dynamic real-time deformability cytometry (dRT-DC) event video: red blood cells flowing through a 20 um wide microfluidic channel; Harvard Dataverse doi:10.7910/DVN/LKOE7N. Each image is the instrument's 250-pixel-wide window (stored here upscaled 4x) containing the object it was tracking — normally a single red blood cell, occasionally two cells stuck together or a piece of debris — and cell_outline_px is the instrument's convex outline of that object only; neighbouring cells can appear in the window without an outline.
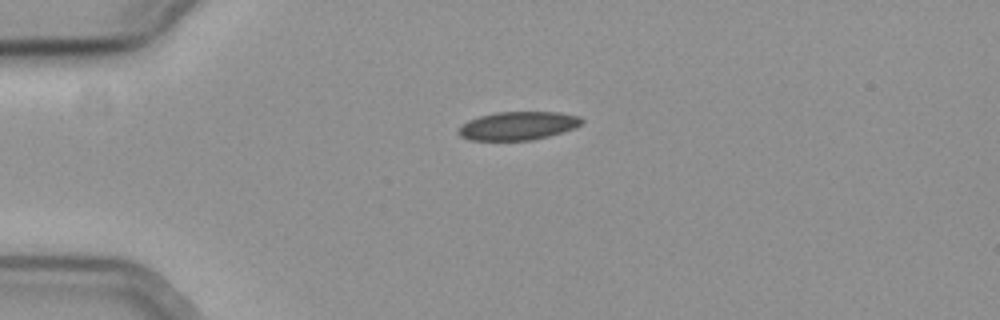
{"species": "common noctule bat (a hibernating species)", "species_latin": "Nyctalus noctula", "temperature_condition": "cold", "stored_images_in_passage": 43, "camera_frame_rate_fps": 3000, "um_per_image_px": 0.085, "animal": {"sex": "female", "body_mass_g": 19.3, "forearm_length_mm": 54.1}, "frame": {"image": 1, "passage_image": 1, "time_ms": 0.0, "image_size_px": [1000, 320], "cell_outline_px": [[584, 120], [580, 124], [572, 128], [548, 136], [532, 140], [472, 140], [460, 136], [460, 128], [468, 120], [480, 116], [496, 112], [560, 112], [580, 116]], "centroid_in_image_um": [44.05, 10.68], "position_along_channel_um": 41.0, "area_um2": 20.06}}
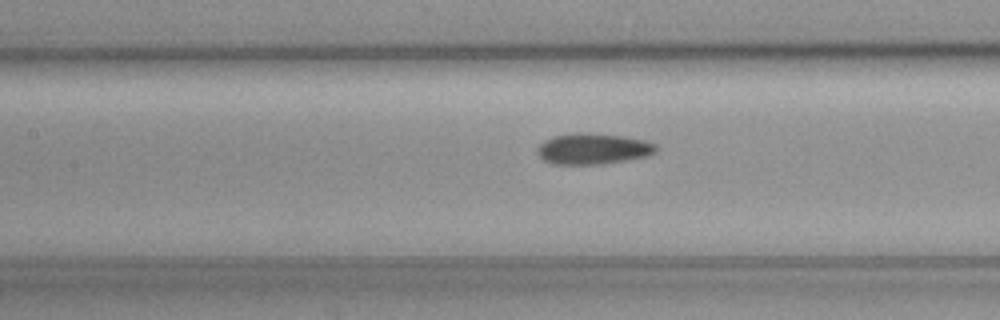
{"frame": {"image": 2, "passage_image": 13, "time_ms": 4.0, "image_size_px": [1000, 320], "cell_outline_px": [[656, 152], [644, 156], [624, 160], [600, 164], [552, 164], [544, 160], [536, 152], [536, 148], [544, 140], [552, 136], [576, 132], [588, 132], [624, 136], [644, 140], [656, 144]], "centroid_in_image_um": [50.35, 12.63], "position_along_channel_um": 157.0, "area_um2": 21.44}}
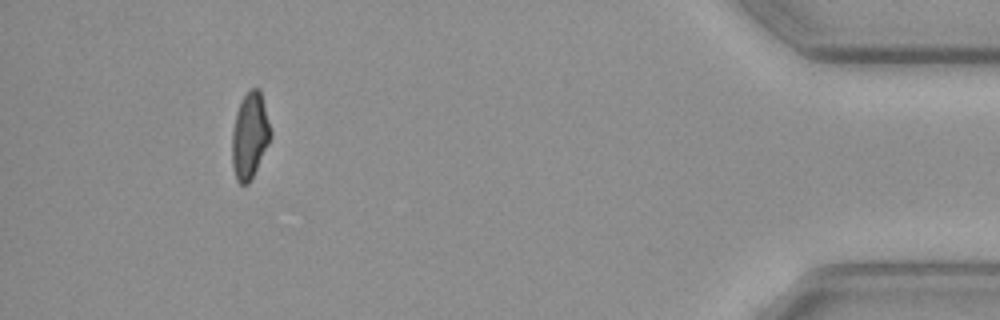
{"frame": {"image": 3, "passage_image": 39, "time_ms": 12.667, "image_size_px": [1000, 320], "cell_outline_px": [[272, 136], [248, 184], [240, 184], [236, 180], [232, 164], [232, 132], [236, 112], [240, 100], [248, 88], [260, 88], [272, 132]], "centroid_in_image_um": [21.22, 11.47], "position_along_channel_um": 414.0, "area_um2": 19.42}, "authors_computed_cell_mechanics": {"area_um2": 20.5768, "velocity_mm_per_s": 3.7092, "shape_relaxation_time_tau1_ms": null, "shape_relaxation_time_tau2_ms": 6.8452, "deformation_change_tau1": null, "deformation_change_tau2": 0.1165}}